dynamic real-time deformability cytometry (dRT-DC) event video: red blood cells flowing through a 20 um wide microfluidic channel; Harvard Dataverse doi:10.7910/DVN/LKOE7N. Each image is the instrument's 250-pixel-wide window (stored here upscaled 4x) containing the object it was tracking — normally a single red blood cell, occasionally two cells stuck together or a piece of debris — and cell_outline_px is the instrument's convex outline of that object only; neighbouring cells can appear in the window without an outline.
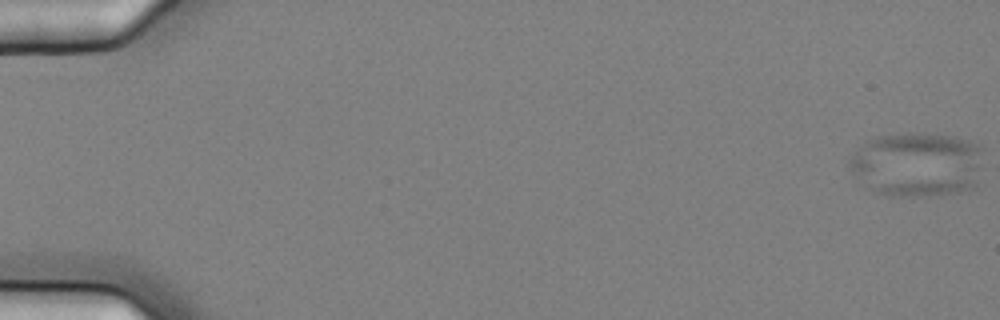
{"species": "common noctule bat (a hibernating species)", "species_latin": "Nyctalus noctula", "temperature_condition": "cold", "stored_images_in_passage": 12, "camera_frame_rate_fps": 3000, "um_per_image_px": 0.085, "animal": {"sex": "female", "body_mass_g": 25.1}, "frame": {"image": 1, "passage_image": 1, "time_ms": 0.0, "image_size_px": [1000, 320], "cell_outline_px": [[980, 168], [976, 184], [968, 188], [956, 192], [920, 196], [888, 196], [876, 192], [868, 188], [856, 176], [848, 164], [848, 160], [868, 140], [876, 136], [908, 132], [936, 132], [956, 136], [972, 140], [980, 144]], "centroid_in_image_um": [77.96, 13.93], "position_along_channel_um": 7.0, "area_um2": 50.63}}
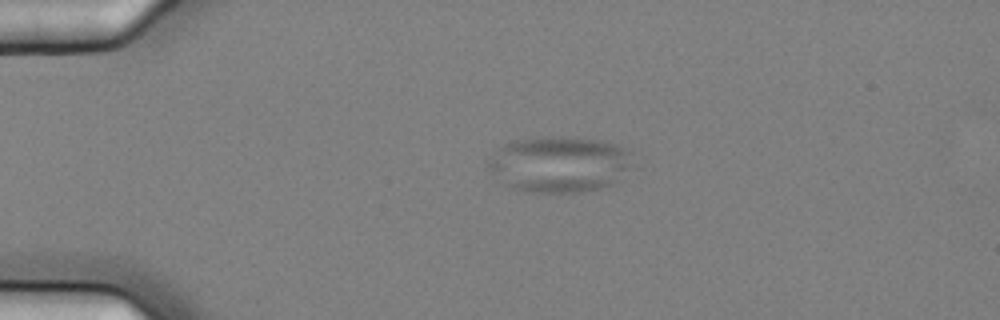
{"frame": {"image": 2, "passage_image": 4, "time_ms": 1.0, "image_size_px": [1000, 320], "cell_outline_px": [[632, 152], [628, 168], [612, 184], [600, 188], [580, 192], [524, 192], [512, 188], [504, 184], [488, 168], [488, 160], [504, 144], [512, 140], [536, 136], [572, 136], [604, 140], [628, 148]], "centroid_in_image_um": [47.53, 13.92], "position_along_channel_um": 37.5, "area_um2": 47.51}}
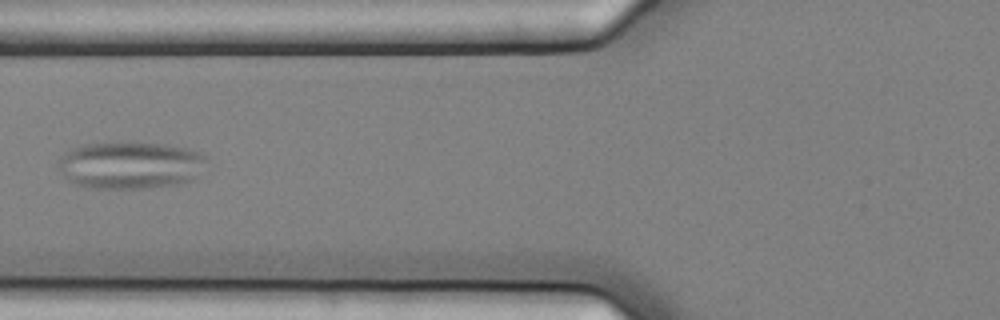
{"frame": {"image": 3, "passage_image": 7, "time_ms": 2.0, "image_size_px": [1000, 320], "cell_outline_px": [[208, 160], [192, 180], [180, 184], [144, 188], [88, 188], [76, 184], [68, 180], [60, 168], [60, 156], [64, 152], [72, 148], [84, 144], [164, 144], [184, 148], [200, 152], [208, 156]], "centroid_in_image_um": [11.1, 14.06], "position_along_channel_um": 114.7, "area_um2": 40.23}}